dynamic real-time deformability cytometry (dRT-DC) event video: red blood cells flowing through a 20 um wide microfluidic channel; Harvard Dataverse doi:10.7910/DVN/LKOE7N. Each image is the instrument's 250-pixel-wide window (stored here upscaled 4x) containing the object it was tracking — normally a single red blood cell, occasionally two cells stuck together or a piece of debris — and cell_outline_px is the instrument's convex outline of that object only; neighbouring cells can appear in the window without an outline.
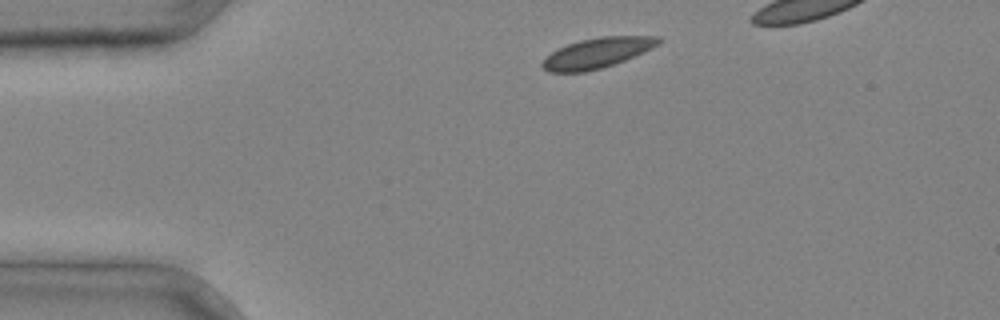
{"species": "common noctule bat (a hibernating species)", "species_latin": "Nyctalus noctula", "temperature_condition": "cold", "stored_images_in_passage": 5, "camera_frame_rate_fps": 3000, "um_per_image_px": 0.085, "animal": {"sex": "male", "body_mass_g": 20.4}, "frame": {"image": 1, "passage_image": 1, "time_ms": 0.0, "image_size_px": [1000, 320], "cell_outline_px": [[664, 40], [652, 48], [624, 60], [600, 68], [584, 72], [548, 72], [540, 64], [552, 52], [568, 44], [580, 40], [600, 36], [660, 36]], "centroid_in_image_um": [50.78, 4.49], "position_along_channel_um": 34.2, "area_um2": 20.17}}
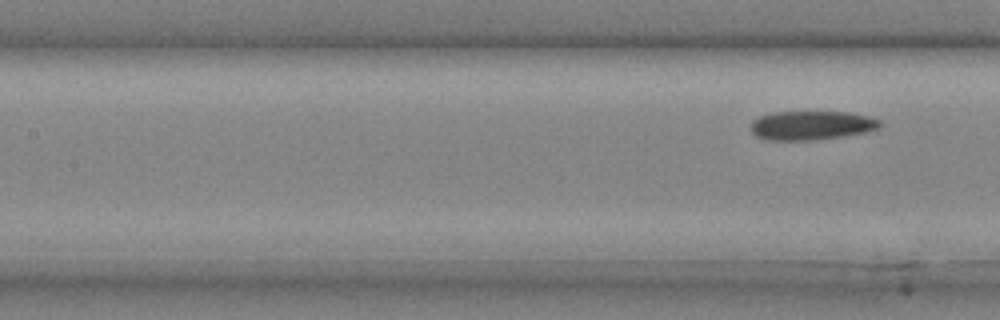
{"frame": {"image": 2, "passage_image": 5, "time_ms": 1.333, "image_size_px": [1000, 320], "cell_outline_px": [[880, 124], [876, 128], [864, 132], [844, 136], [816, 140], [764, 140], [756, 136], [752, 132], [752, 120], [760, 116], [772, 112], [848, 112], [868, 116], [880, 120]], "centroid_in_image_um": [68.93, 10.66], "position_along_channel_um": 138.5, "area_um2": 21.73}}